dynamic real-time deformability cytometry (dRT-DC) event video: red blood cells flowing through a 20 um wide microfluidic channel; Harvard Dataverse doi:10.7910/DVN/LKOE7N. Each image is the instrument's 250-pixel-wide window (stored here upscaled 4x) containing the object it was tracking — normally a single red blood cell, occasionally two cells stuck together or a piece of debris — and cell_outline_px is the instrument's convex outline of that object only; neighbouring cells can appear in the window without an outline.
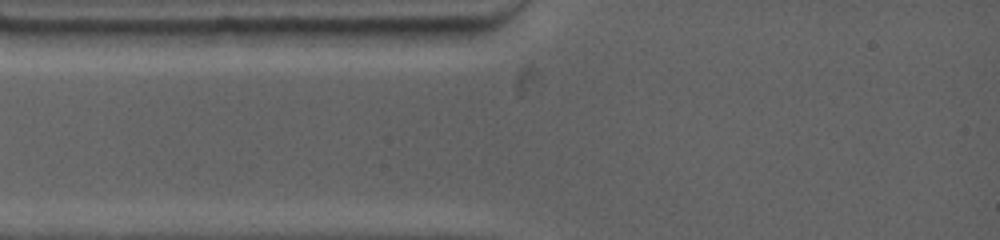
{"species": "common noctule bat (a hibernating species)", "species_latin": "Nyctalus noctula", "temperature_condition": "warm", "stored_images_in_passage": 2, "camera_frame_rate_fps": 4500, "um_per_image_px": 0.085, "animal": {"sex": "female", "body_mass_g": 19.0, "forearm_length_mm": 53.3}, "frame": {"image": 1, "passage_image": 1, "time_ms": 0.0, "image_size_px": [1000, 240], "cell_outline_px": [[472, 28], [468, 44], [428, 48], [404, 44], [364, 32], [364, 28]], "centroid_in_image_um": [36.07, 3.07], "position_along_channel_um": 48.9, "area_um2": 11.44}}